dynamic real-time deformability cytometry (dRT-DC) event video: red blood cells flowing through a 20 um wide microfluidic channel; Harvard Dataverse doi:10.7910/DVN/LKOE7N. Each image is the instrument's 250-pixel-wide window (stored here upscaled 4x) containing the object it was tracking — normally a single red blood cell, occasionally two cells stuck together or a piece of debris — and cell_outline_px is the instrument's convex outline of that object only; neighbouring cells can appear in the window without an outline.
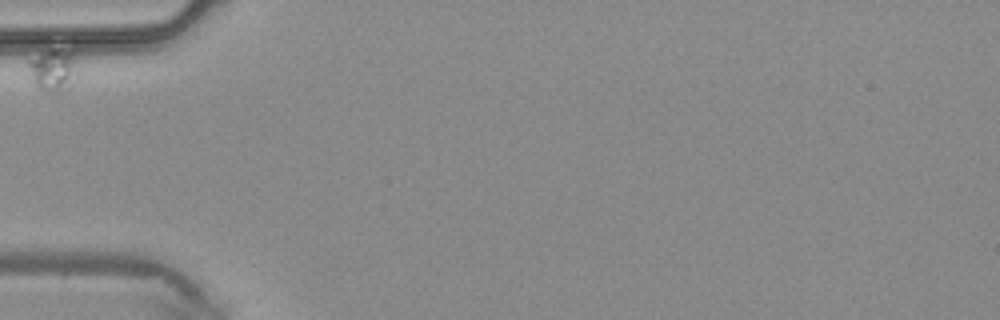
{"species": "common noctule bat (a hibernating species)", "species_latin": "Nyctalus noctula", "temperature_condition": "warm", "stored_images_in_passage": 10, "camera_frame_rate_fps": 3000, "um_per_image_px": 0.085, "animal": {"sex": "male", "body_mass_g": 20.4}, "frame": {"image": 1, "passage_image": 1, "time_ms": 0.0, "image_size_px": [1000, 320], "cell_outline_px": [[72, 60], [68, 88], [64, 92], [44, 92], [32, 80], [28, 64], [28, 60], [48, 36], [72, 48]], "centroid_in_image_um": [4.37, 5.61], "position_along_channel_um": 80.6, "area_um2": 13.35}}
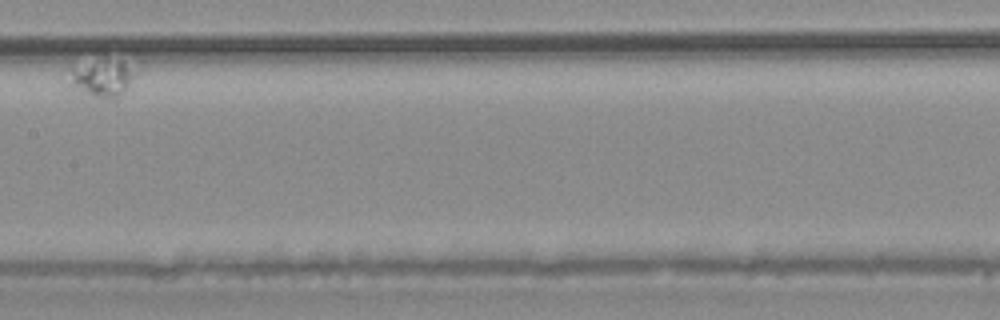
{"frame": {"image": 2, "passage_image": 6, "time_ms": 1.667, "image_size_px": [1000, 320], "cell_outline_px": [[140, 72], [132, 84], [116, 100], [92, 96], [68, 88], [72, 68], [120, 60]], "centroid_in_image_um": [8.78, 6.74], "position_along_channel_um": 198.6, "area_um2": 14.1}}
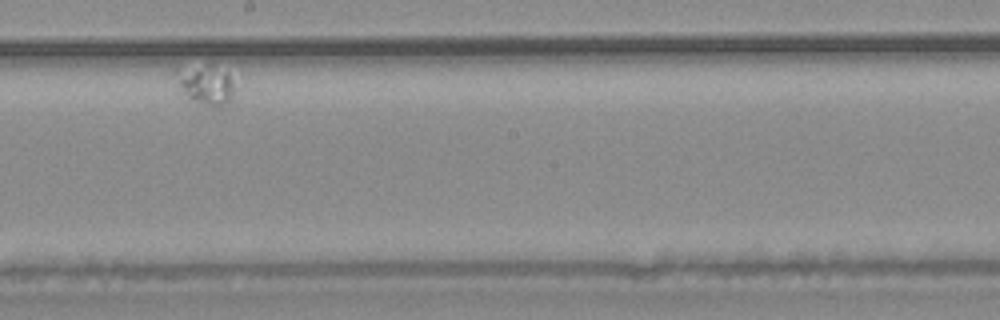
{"frame": {"image": 3, "passage_image": 7, "time_ms": 2.0, "image_size_px": [1000, 320], "cell_outline_px": [[236, 88], [232, 96], [220, 108], [212, 108], [200, 104], [192, 100], [180, 88], [180, 80], [196, 72], [228, 72], [236, 84]], "centroid_in_image_um": [17.77, 7.49], "position_along_channel_um": 230.4, "area_um2": 11.04}}